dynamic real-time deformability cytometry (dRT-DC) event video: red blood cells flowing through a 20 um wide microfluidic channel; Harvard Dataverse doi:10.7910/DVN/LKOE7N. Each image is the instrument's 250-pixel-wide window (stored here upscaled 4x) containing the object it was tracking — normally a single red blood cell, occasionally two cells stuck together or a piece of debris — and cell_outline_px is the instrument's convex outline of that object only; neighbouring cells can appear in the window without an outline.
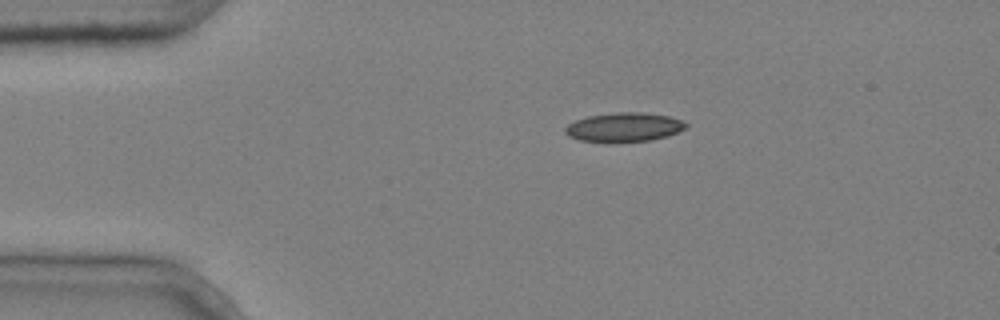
{"species": "common noctule bat (a hibernating species)", "species_latin": "Nyctalus noctula", "temperature_condition": "cold", "stored_images_in_passage": 5, "camera_frame_rate_fps": 3000, "um_per_image_px": 0.085, "animal": {"sex": "male", "body_mass_g": 20.4}, "frame": {"image": 1, "passage_image": 1, "time_ms": 0.0, "image_size_px": [1000, 320], "cell_outline_px": [[688, 124], [684, 128], [668, 136], [648, 140], [608, 144], [580, 140], [568, 136], [564, 132], [564, 128], [568, 124], [576, 120], [588, 116], [616, 112], [640, 112], [668, 116], [680, 120]], "centroid_in_image_um": [52.97, 10.83], "position_along_channel_um": 32.0, "area_um2": 20.69}}
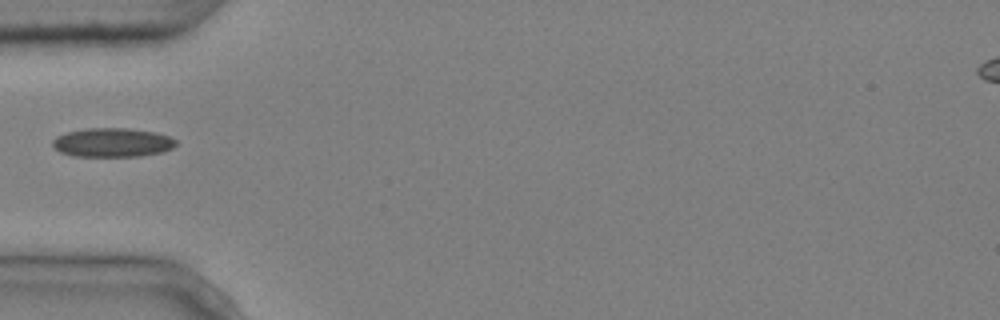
{"frame": {"image": 2, "passage_image": 3, "time_ms": 0.667, "image_size_px": [1000, 320], "cell_outline_px": [[176, 144], [172, 148], [164, 152], [140, 156], [72, 156], [60, 152], [52, 148], [52, 140], [56, 136], [64, 132], [88, 128], [128, 128], [156, 132], [168, 136], [176, 140]], "centroid_in_image_um": [9.52, 12.11], "position_along_channel_um": 75.5, "area_um2": 21.1}}